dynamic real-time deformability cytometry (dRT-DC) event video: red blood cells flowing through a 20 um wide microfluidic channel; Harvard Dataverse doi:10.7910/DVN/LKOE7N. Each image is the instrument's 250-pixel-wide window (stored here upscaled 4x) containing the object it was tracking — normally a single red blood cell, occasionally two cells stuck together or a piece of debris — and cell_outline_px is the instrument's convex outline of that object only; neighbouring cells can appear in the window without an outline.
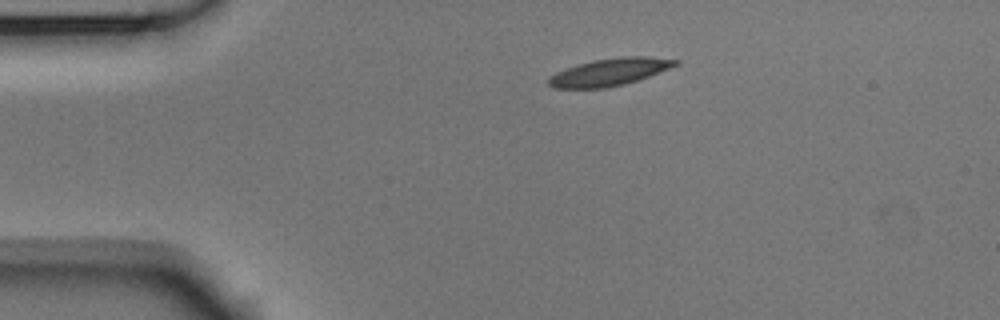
{"species": "Egyptian fruit bat (a non-hibernating species)", "species_latin": "Rousettus aegyptiacus", "temperature_condition": "room temperature", "stored_images_in_passage": 44, "camera_frame_rate_fps": 3000, "um_per_image_px": 0.085, "animal": {"sex": "male"}, "frame": {"image": 1, "passage_image": 1, "time_ms": 0.0, "image_size_px": [1000, 320], "cell_outline_px": [[680, 64], [648, 76], [624, 84], [604, 88], [552, 88], [548, 84], [548, 76], [556, 72], [592, 60], [620, 56], [648, 56], [680, 60]], "centroid_in_image_um": [51.82, 6.11], "position_along_channel_um": 33.2, "area_um2": 20.11}}
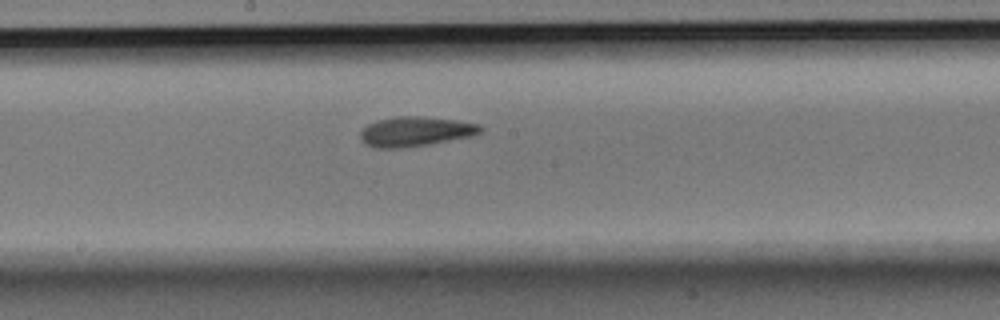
{"frame": {"image": 2, "passage_image": 19, "time_ms": 6.0, "image_size_px": [1000, 320], "cell_outline_px": [[484, 128], [480, 132], [472, 136], [428, 144], [404, 148], [376, 148], [364, 144], [360, 136], [360, 132], [368, 124], [376, 120], [396, 116], [420, 116], [456, 120], [480, 124]], "centroid_in_image_um": [35.3, 11.17], "position_along_channel_um": 212.9, "area_um2": 20.87}}
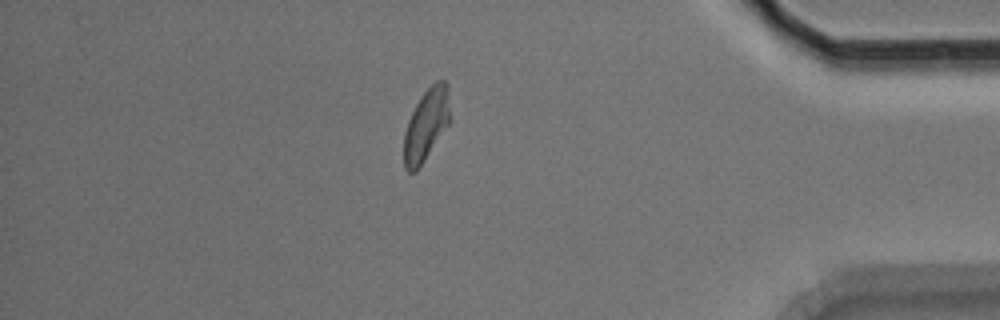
{"frame": {"image": 3, "passage_image": 37, "time_ms": 12.0, "image_size_px": [1000, 320], "cell_outline_px": [[452, 120], [416, 172], [408, 172], [404, 168], [404, 132], [408, 120], [420, 96], [436, 80], [444, 80]], "centroid_in_image_um": [36.22, 10.64], "position_along_channel_um": 399.0, "area_um2": 19.25}, "authors_computed_cell_mechanics": {"area_um2": 19.941, "velocity_mm_per_s": 3.6968, "shape_relaxation_time_tau1_ms": 6.3056, "shape_relaxation_time_tau2_ms": 4.2847, "deformation_change_tau1": 0.1762, "deformation_change_tau2": 0.1158}}